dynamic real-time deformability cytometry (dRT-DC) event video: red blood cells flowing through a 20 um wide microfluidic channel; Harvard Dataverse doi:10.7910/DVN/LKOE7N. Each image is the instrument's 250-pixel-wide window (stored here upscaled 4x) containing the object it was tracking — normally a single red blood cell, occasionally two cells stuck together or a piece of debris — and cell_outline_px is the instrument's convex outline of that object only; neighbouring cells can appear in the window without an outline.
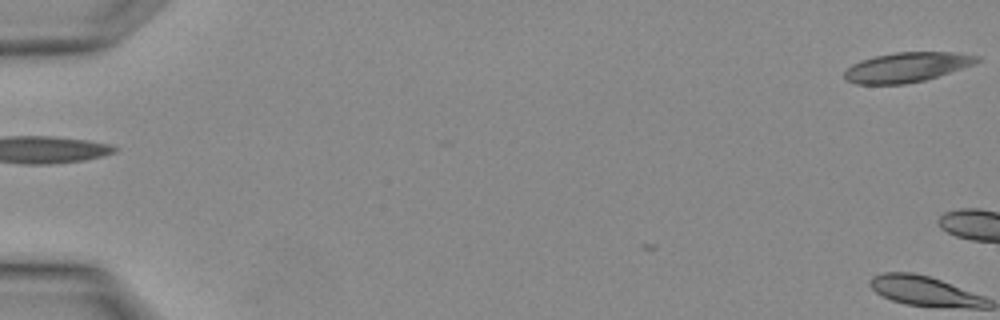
{"species": "Egyptian fruit bat (a non-hibernating species)", "species_latin": "Rousettus aegyptiacus", "temperature_condition": "warm", "stored_images_in_passage": 2, "segment_of_instrument_passage": [2, 2], "camera_frame_rate_fps": 3000, "um_per_image_px": 0.085, "animal": {"sex": "female"}, "frame": {"image": 1, "passage_image": 2, "time_ms": 0.333, "image_size_px": [1000, 320], "cell_outline_px": [[980, 60], [972, 64], [924, 80], [904, 84], [856, 84], [848, 80], [844, 76], [844, 72], [852, 64], [860, 60], [876, 56], [896, 52], [956, 52], [980, 56]], "centroid_in_image_um": [77.05, 5.7], "position_along_channel_um": 8.0, "area_um2": 22.6}}